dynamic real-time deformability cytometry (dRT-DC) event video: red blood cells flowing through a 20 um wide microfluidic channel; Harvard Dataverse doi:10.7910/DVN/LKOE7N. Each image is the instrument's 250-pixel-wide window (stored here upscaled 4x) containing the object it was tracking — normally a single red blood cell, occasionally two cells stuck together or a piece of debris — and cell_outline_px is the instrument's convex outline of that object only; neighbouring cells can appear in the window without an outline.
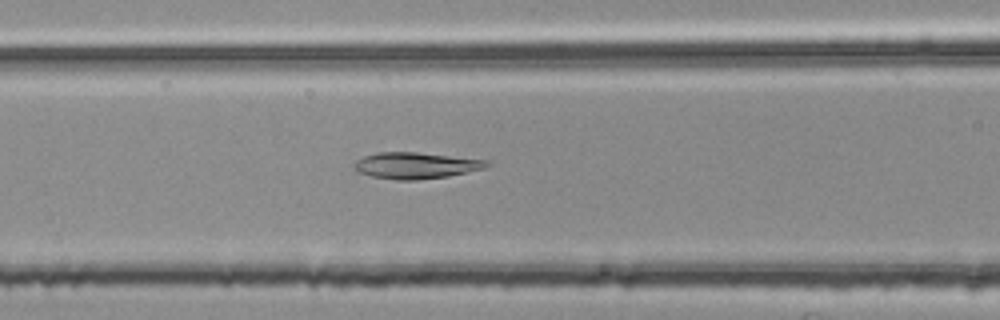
{"species": "common noctule bat (a hibernating species)", "species_latin": "Nyctalus noctula", "temperature_condition": "room temperature", "stored_images_in_passage": 35, "camera_frame_rate_fps": 3000, "um_per_image_px": 0.085, "animal": {"sex": "female", "body_mass_g": 25.1}, "frame": {"image": 1, "passage_image": 13, "time_ms": 4.0, "image_size_px": [1000, 320], "cell_outline_px": [[492, 164], [484, 168], [448, 176], [416, 180], [396, 180], [372, 176], [360, 172], [352, 164], [356, 160], [364, 156], [376, 152], [416, 152], [488, 160]], "centroid_in_image_um": [35.35, 14.06], "position_along_channel_um": 131.3, "area_um2": 20.23}}
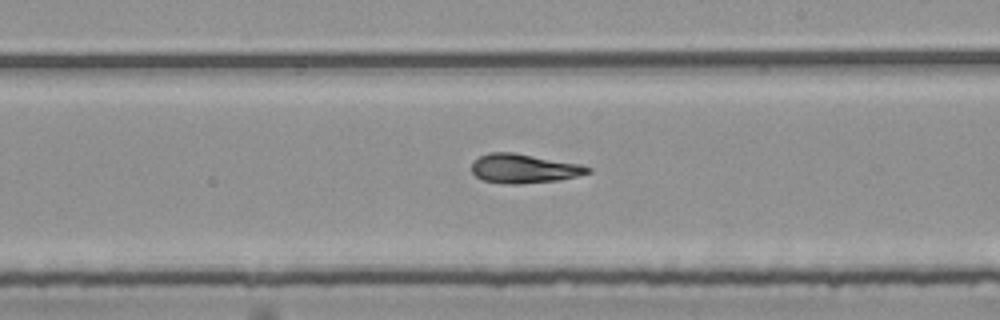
{"frame": {"image": 2, "passage_image": 22, "time_ms": 7.0, "image_size_px": [1000, 320], "cell_outline_px": [[592, 172], [560, 180], [520, 184], [508, 184], [484, 180], [476, 176], [472, 172], [472, 160], [480, 156], [492, 152], [512, 152], [580, 164], [592, 168]], "centroid_in_image_um": [44.53, 14.33], "position_along_channel_um": 244.5, "area_um2": 19.65}}
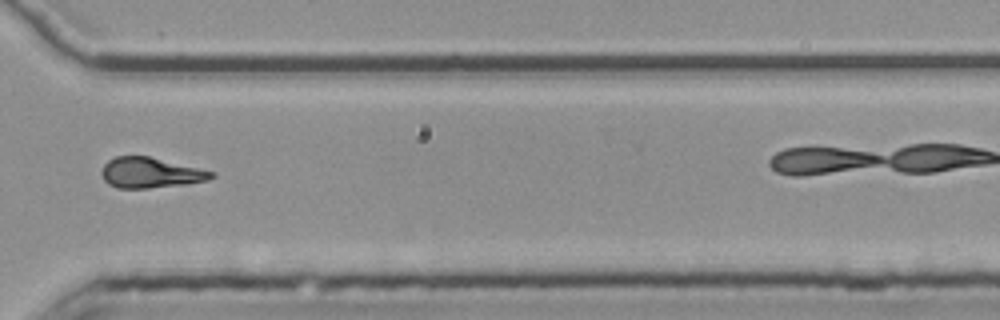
{"frame": {"image": 3, "passage_image": 31, "time_ms": 10.0, "image_size_px": [1000, 320], "cell_outline_px": [[216, 176], [208, 180], [188, 184], [148, 188], [116, 188], [108, 184], [104, 180], [100, 172], [104, 164], [108, 160], [116, 156], [148, 156], [216, 172]], "centroid_in_image_um": [12.79, 14.69], "position_along_channel_um": 357.8, "area_um2": 19.59}}